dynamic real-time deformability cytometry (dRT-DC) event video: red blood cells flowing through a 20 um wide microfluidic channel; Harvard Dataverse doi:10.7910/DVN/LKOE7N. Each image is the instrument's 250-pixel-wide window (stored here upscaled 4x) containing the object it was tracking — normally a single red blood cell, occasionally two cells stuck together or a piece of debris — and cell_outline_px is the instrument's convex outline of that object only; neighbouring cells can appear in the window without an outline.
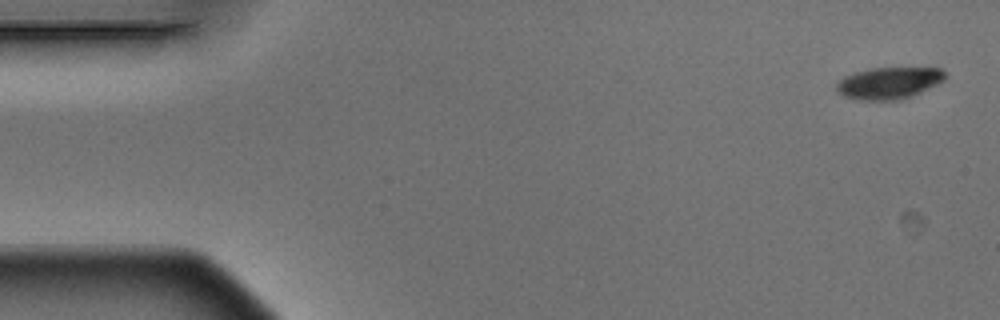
{"species": "Egyptian fruit bat (a non-hibernating species)", "species_latin": "Rousettus aegyptiacus", "temperature_condition": "warm", "stored_images_in_passage": 5, "camera_frame_rate_fps": 3000, "um_per_image_px": 0.085, "animal": {"sex": "male"}, "frame": {"image": 1, "passage_image": 1, "time_ms": 0.0, "image_size_px": [1000, 320], "cell_outline_px": [[948, 76], [944, 80], [912, 96], [900, 100], [856, 100], [844, 96], [836, 92], [836, 84], [844, 76], [868, 68], [940, 68]], "centroid_in_image_um": [75.53, 7.06], "position_along_channel_um": 9.5, "area_um2": 20.17}}
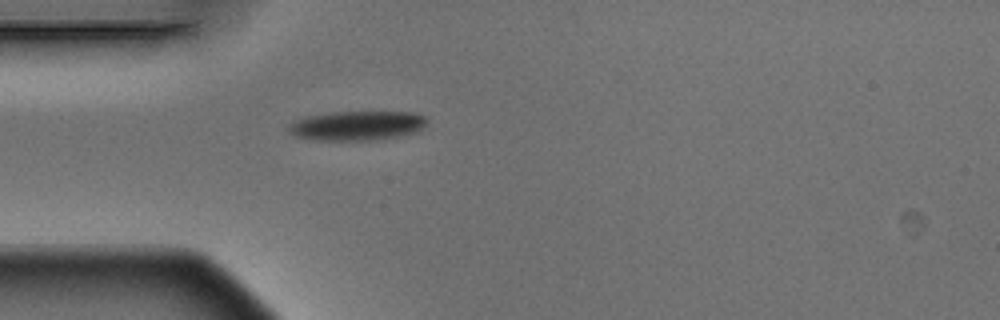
{"frame": {"image": 2, "passage_image": 5, "time_ms": 1.333, "image_size_px": [1000, 320], "cell_outline_px": [[428, 120], [424, 128], [416, 132], [400, 136], [380, 140], [316, 140], [296, 136], [288, 128], [288, 124], [296, 120], [308, 116], [332, 112], [412, 112], [424, 116]], "centroid_in_image_um": [30.41, 10.68], "position_along_channel_um": 54.6, "area_um2": 23.76}}